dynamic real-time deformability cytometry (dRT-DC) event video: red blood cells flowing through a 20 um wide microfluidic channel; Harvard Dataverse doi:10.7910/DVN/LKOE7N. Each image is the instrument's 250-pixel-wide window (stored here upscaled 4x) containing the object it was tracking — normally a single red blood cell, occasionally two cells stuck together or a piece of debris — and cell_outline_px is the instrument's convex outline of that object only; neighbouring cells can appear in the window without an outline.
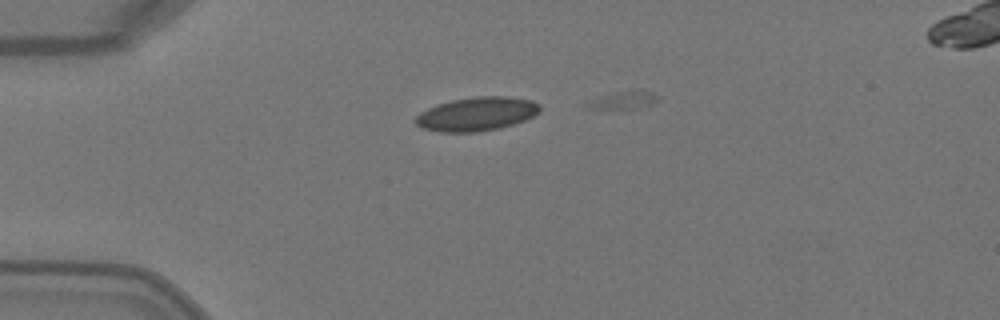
{"species": "Egyptian fruit bat (a non-hibernating species)", "species_latin": "Rousettus aegyptiacus", "temperature_condition": "warm", "stored_images_in_passage": 5, "camera_frame_rate_fps": 3000, "um_per_image_px": 0.085, "animal": {"sex": "female"}, "frame": {"image": 1, "passage_image": 3, "time_ms": 0.667, "image_size_px": [1000, 320], "cell_outline_px": [[540, 112], [524, 120], [500, 128], [476, 132], [440, 132], [420, 128], [412, 120], [420, 112], [428, 108], [452, 100], [476, 96], [504, 96], [532, 100], [540, 104]], "centroid_in_image_um": [40.49, 9.69], "position_along_channel_um": 44.5, "area_um2": 24.51}}